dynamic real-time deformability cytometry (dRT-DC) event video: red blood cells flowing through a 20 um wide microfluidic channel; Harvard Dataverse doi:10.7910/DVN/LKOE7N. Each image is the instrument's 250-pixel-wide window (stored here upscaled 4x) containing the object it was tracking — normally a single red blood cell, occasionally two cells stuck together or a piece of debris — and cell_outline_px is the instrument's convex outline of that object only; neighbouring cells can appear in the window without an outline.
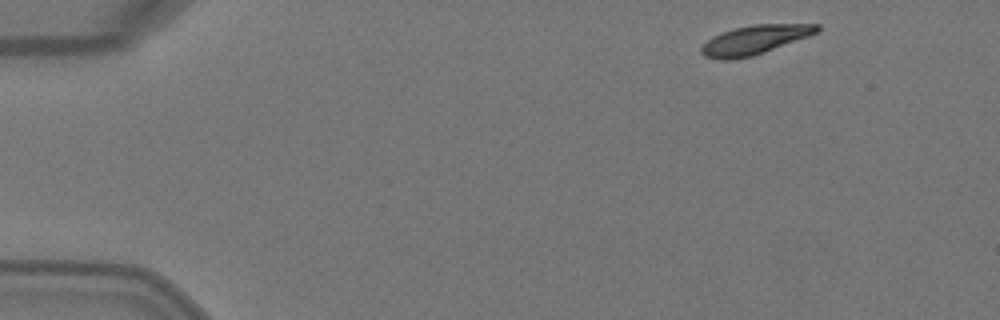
{"species": "Egyptian fruit bat (a non-hibernating species)", "species_latin": "Rousettus aegyptiacus", "temperature_condition": "warm", "stored_images_in_passage": 5, "camera_frame_rate_fps": 3000, "um_per_image_px": 0.085, "animal": {"sex": "female"}, "frame": {"image": 1, "passage_image": 1, "time_ms": 0.0, "image_size_px": [1000, 320], "cell_outline_px": [[820, 28], [816, 32], [808, 36], [764, 52], [752, 56], [724, 60], [704, 56], [700, 52], [700, 48], [708, 40], [724, 32], [736, 28], [752, 24], [820, 24]], "centroid_in_image_um": [64.15, 3.38], "position_along_channel_um": 20.8, "area_um2": 19.07}}